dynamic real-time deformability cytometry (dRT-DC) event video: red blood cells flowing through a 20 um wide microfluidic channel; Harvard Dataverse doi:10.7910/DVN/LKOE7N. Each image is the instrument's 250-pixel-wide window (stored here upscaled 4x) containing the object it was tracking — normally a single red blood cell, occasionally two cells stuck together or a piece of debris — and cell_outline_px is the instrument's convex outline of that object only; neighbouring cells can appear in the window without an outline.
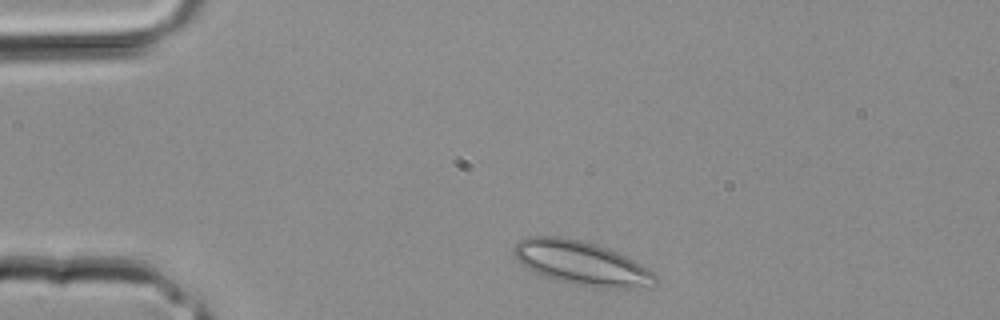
{"species": "common noctule bat (a hibernating species)", "species_latin": "Nyctalus noctula", "temperature_condition": "room temperature", "stored_images_in_passage": 1, "camera_frame_rate_fps": 3000, "um_per_image_px": 0.085, "animal": {"sex": "male", "body_mass_g": 20.4}, "frame": {"image": 1, "passage_image": 1, "time_ms": 0.0, "image_size_px": [1000, 320], "cell_outline_px": [[656, 280], [628, 288], [596, 288], [576, 284], [544, 276], [528, 268], [512, 252], [512, 248], [520, 240], [528, 236], [560, 236], [580, 240], [596, 244], [608, 248], [632, 260], [652, 272], [656, 276]], "centroid_in_image_um": [49.33, 22.33], "position_along_channel_um": 35.7, "area_um2": 35.08}}